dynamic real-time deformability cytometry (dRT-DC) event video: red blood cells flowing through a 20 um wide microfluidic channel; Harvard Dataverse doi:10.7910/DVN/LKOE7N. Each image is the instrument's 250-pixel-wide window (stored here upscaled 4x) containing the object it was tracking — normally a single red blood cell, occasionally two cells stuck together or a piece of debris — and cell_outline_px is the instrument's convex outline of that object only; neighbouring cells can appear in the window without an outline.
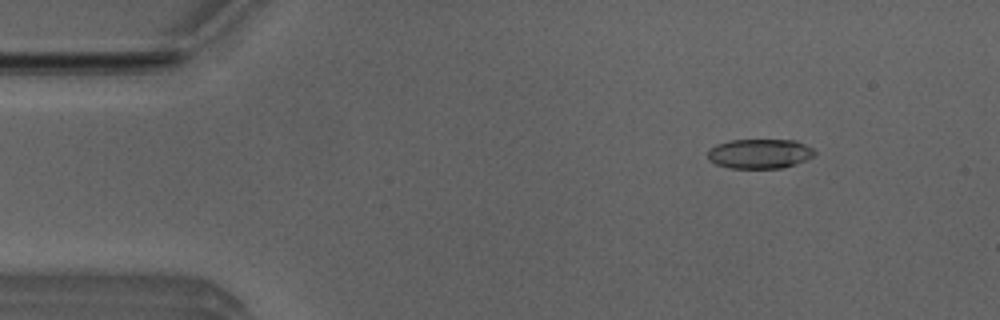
{"species": "Egyptian fruit bat (a non-hibernating species)", "species_latin": "Rousettus aegyptiacus", "temperature_condition": "room temperature", "stored_images_in_passage": 5, "camera_frame_rate_fps": 3000, "um_per_image_px": 0.085, "animal": {"sex": "male"}, "frame": {"image": 1, "passage_image": 1, "time_ms": 0.0, "image_size_px": [1000, 320], "cell_outline_px": [[816, 152], [812, 156], [796, 164], [780, 168], [732, 168], [716, 164], [708, 160], [708, 152], [716, 144], [728, 140], [796, 140], [812, 148]], "centroid_in_image_um": [64.56, 13.06], "position_along_channel_um": 20.4, "area_um2": 18.32}}